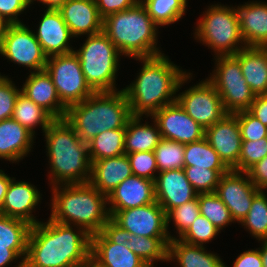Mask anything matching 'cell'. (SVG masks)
<instances>
[{
  "label": "cell",
  "mask_w": 267,
  "mask_h": 267,
  "mask_svg": "<svg viewBox=\"0 0 267 267\" xmlns=\"http://www.w3.org/2000/svg\"><path fill=\"white\" fill-rule=\"evenodd\" d=\"M90 258L91 235L84 229L50 218L31 226L24 267H80Z\"/></svg>",
  "instance_id": "6da1fadb"
},
{
  "label": "cell",
  "mask_w": 267,
  "mask_h": 267,
  "mask_svg": "<svg viewBox=\"0 0 267 267\" xmlns=\"http://www.w3.org/2000/svg\"><path fill=\"white\" fill-rule=\"evenodd\" d=\"M133 59L139 60L142 68L136 79L122 88L132 116L147 118L163 106L176 102L178 91L192 79L193 73L181 70L164 54Z\"/></svg>",
  "instance_id": "7a4b0ae2"
},
{
  "label": "cell",
  "mask_w": 267,
  "mask_h": 267,
  "mask_svg": "<svg viewBox=\"0 0 267 267\" xmlns=\"http://www.w3.org/2000/svg\"><path fill=\"white\" fill-rule=\"evenodd\" d=\"M50 185L89 182L91 160L88 143L83 142L65 119H55L45 130Z\"/></svg>",
  "instance_id": "3957f363"
},
{
  "label": "cell",
  "mask_w": 267,
  "mask_h": 267,
  "mask_svg": "<svg viewBox=\"0 0 267 267\" xmlns=\"http://www.w3.org/2000/svg\"><path fill=\"white\" fill-rule=\"evenodd\" d=\"M50 219L84 229L91 236L110 219L107 196L90 182L51 186Z\"/></svg>",
  "instance_id": "277c9868"
},
{
  "label": "cell",
  "mask_w": 267,
  "mask_h": 267,
  "mask_svg": "<svg viewBox=\"0 0 267 267\" xmlns=\"http://www.w3.org/2000/svg\"><path fill=\"white\" fill-rule=\"evenodd\" d=\"M132 117L124 91L95 92L67 108L65 120L83 142H90L104 131L126 128Z\"/></svg>",
  "instance_id": "5b68a950"
},
{
  "label": "cell",
  "mask_w": 267,
  "mask_h": 267,
  "mask_svg": "<svg viewBox=\"0 0 267 267\" xmlns=\"http://www.w3.org/2000/svg\"><path fill=\"white\" fill-rule=\"evenodd\" d=\"M158 28L140 1L103 19V32L122 55L132 59L164 54L157 46Z\"/></svg>",
  "instance_id": "8992f818"
},
{
  "label": "cell",
  "mask_w": 267,
  "mask_h": 267,
  "mask_svg": "<svg viewBox=\"0 0 267 267\" xmlns=\"http://www.w3.org/2000/svg\"><path fill=\"white\" fill-rule=\"evenodd\" d=\"M85 43L74 50L89 86L95 92H114L116 88L119 57L123 56L102 31L86 37Z\"/></svg>",
  "instance_id": "52a82bcc"
},
{
  "label": "cell",
  "mask_w": 267,
  "mask_h": 267,
  "mask_svg": "<svg viewBox=\"0 0 267 267\" xmlns=\"http://www.w3.org/2000/svg\"><path fill=\"white\" fill-rule=\"evenodd\" d=\"M202 15L197 22L194 37L212 49L215 57L235 55L246 47L235 6L217 3L208 6Z\"/></svg>",
  "instance_id": "ba28073f"
},
{
  "label": "cell",
  "mask_w": 267,
  "mask_h": 267,
  "mask_svg": "<svg viewBox=\"0 0 267 267\" xmlns=\"http://www.w3.org/2000/svg\"><path fill=\"white\" fill-rule=\"evenodd\" d=\"M215 62L207 79L220 95L224 110L232 114L248 110L256 95L243 77L240 62L233 55L216 56Z\"/></svg>",
  "instance_id": "9c48e42d"
},
{
  "label": "cell",
  "mask_w": 267,
  "mask_h": 267,
  "mask_svg": "<svg viewBox=\"0 0 267 267\" xmlns=\"http://www.w3.org/2000/svg\"><path fill=\"white\" fill-rule=\"evenodd\" d=\"M128 241L130 232L110 218L101 232L91 236V259L100 267H149L126 246Z\"/></svg>",
  "instance_id": "30bf717a"
},
{
  "label": "cell",
  "mask_w": 267,
  "mask_h": 267,
  "mask_svg": "<svg viewBox=\"0 0 267 267\" xmlns=\"http://www.w3.org/2000/svg\"><path fill=\"white\" fill-rule=\"evenodd\" d=\"M45 70L55 85L59 99L67 108L95 93L87 83L74 51L48 57Z\"/></svg>",
  "instance_id": "8fae6325"
},
{
  "label": "cell",
  "mask_w": 267,
  "mask_h": 267,
  "mask_svg": "<svg viewBox=\"0 0 267 267\" xmlns=\"http://www.w3.org/2000/svg\"><path fill=\"white\" fill-rule=\"evenodd\" d=\"M0 54L15 64L30 68V72L44 70L48 58L34 31L24 23L8 26L0 42Z\"/></svg>",
  "instance_id": "7c38bea8"
},
{
  "label": "cell",
  "mask_w": 267,
  "mask_h": 267,
  "mask_svg": "<svg viewBox=\"0 0 267 267\" xmlns=\"http://www.w3.org/2000/svg\"><path fill=\"white\" fill-rule=\"evenodd\" d=\"M176 101L185 112L204 130L219 122L228 113L214 85L201 80L176 96Z\"/></svg>",
  "instance_id": "4fadbf2b"
},
{
  "label": "cell",
  "mask_w": 267,
  "mask_h": 267,
  "mask_svg": "<svg viewBox=\"0 0 267 267\" xmlns=\"http://www.w3.org/2000/svg\"><path fill=\"white\" fill-rule=\"evenodd\" d=\"M110 218L131 234L143 237H170L166 227V213L157 201L141 207L109 211Z\"/></svg>",
  "instance_id": "5bb4252c"
},
{
  "label": "cell",
  "mask_w": 267,
  "mask_h": 267,
  "mask_svg": "<svg viewBox=\"0 0 267 267\" xmlns=\"http://www.w3.org/2000/svg\"><path fill=\"white\" fill-rule=\"evenodd\" d=\"M260 191L250 181L247 172L230 169L221 175L215 193L230 210L233 220L240 223L246 217L254 197Z\"/></svg>",
  "instance_id": "9a60e30c"
},
{
  "label": "cell",
  "mask_w": 267,
  "mask_h": 267,
  "mask_svg": "<svg viewBox=\"0 0 267 267\" xmlns=\"http://www.w3.org/2000/svg\"><path fill=\"white\" fill-rule=\"evenodd\" d=\"M166 140L188 144L204 138L205 130L176 101L163 106L151 116Z\"/></svg>",
  "instance_id": "2e32d148"
},
{
  "label": "cell",
  "mask_w": 267,
  "mask_h": 267,
  "mask_svg": "<svg viewBox=\"0 0 267 267\" xmlns=\"http://www.w3.org/2000/svg\"><path fill=\"white\" fill-rule=\"evenodd\" d=\"M204 137L223 163L229 169L238 171L242 138L237 117L228 113L219 122L205 129Z\"/></svg>",
  "instance_id": "e0dca14e"
},
{
  "label": "cell",
  "mask_w": 267,
  "mask_h": 267,
  "mask_svg": "<svg viewBox=\"0 0 267 267\" xmlns=\"http://www.w3.org/2000/svg\"><path fill=\"white\" fill-rule=\"evenodd\" d=\"M154 183L156 201L165 213L198 196L183 168L159 172Z\"/></svg>",
  "instance_id": "ac0fdd59"
},
{
  "label": "cell",
  "mask_w": 267,
  "mask_h": 267,
  "mask_svg": "<svg viewBox=\"0 0 267 267\" xmlns=\"http://www.w3.org/2000/svg\"><path fill=\"white\" fill-rule=\"evenodd\" d=\"M34 35L47 57L73 52L70 39L74 38L59 10H45Z\"/></svg>",
  "instance_id": "d6986e66"
},
{
  "label": "cell",
  "mask_w": 267,
  "mask_h": 267,
  "mask_svg": "<svg viewBox=\"0 0 267 267\" xmlns=\"http://www.w3.org/2000/svg\"><path fill=\"white\" fill-rule=\"evenodd\" d=\"M36 186L25 181H10L7 193L2 204L0 214L21 219L30 225L40 221L32 214L40 202L42 194ZM36 206V207H35Z\"/></svg>",
  "instance_id": "ffe728a7"
},
{
  "label": "cell",
  "mask_w": 267,
  "mask_h": 267,
  "mask_svg": "<svg viewBox=\"0 0 267 267\" xmlns=\"http://www.w3.org/2000/svg\"><path fill=\"white\" fill-rule=\"evenodd\" d=\"M108 210L119 211L151 204L156 201L153 180L132 175L121 182L107 197Z\"/></svg>",
  "instance_id": "44dd1931"
},
{
  "label": "cell",
  "mask_w": 267,
  "mask_h": 267,
  "mask_svg": "<svg viewBox=\"0 0 267 267\" xmlns=\"http://www.w3.org/2000/svg\"><path fill=\"white\" fill-rule=\"evenodd\" d=\"M21 92L46 110L54 119H65L67 107L59 99L55 85L45 69L30 72Z\"/></svg>",
  "instance_id": "7402d4cb"
},
{
  "label": "cell",
  "mask_w": 267,
  "mask_h": 267,
  "mask_svg": "<svg viewBox=\"0 0 267 267\" xmlns=\"http://www.w3.org/2000/svg\"><path fill=\"white\" fill-rule=\"evenodd\" d=\"M59 11L74 38L103 31V19L95 0H68Z\"/></svg>",
  "instance_id": "603a6c76"
},
{
  "label": "cell",
  "mask_w": 267,
  "mask_h": 267,
  "mask_svg": "<svg viewBox=\"0 0 267 267\" xmlns=\"http://www.w3.org/2000/svg\"><path fill=\"white\" fill-rule=\"evenodd\" d=\"M235 8L246 47H267V3L250 1Z\"/></svg>",
  "instance_id": "cb8c5ba5"
},
{
  "label": "cell",
  "mask_w": 267,
  "mask_h": 267,
  "mask_svg": "<svg viewBox=\"0 0 267 267\" xmlns=\"http://www.w3.org/2000/svg\"><path fill=\"white\" fill-rule=\"evenodd\" d=\"M127 154L92 162L89 182L107 197L126 178L132 176Z\"/></svg>",
  "instance_id": "d4e9b609"
},
{
  "label": "cell",
  "mask_w": 267,
  "mask_h": 267,
  "mask_svg": "<svg viewBox=\"0 0 267 267\" xmlns=\"http://www.w3.org/2000/svg\"><path fill=\"white\" fill-rule=\"evenodd\" d=\"M34 138L32 133L12 118L0 121V159L20 162L32 151Z\"/></svg>",
  "instance_id": "484cf974"
},
{
  "label": "cell",
  "mask_w": 267,
  "mask_h": 267,
  "mask_svg": "<svg viewBox=\"0 0 267 267\" xmlns=\"http://www.w3.org/2000/svg\"><path fill=\"white\" fill-rule=\"evenodd\" d=\"M255 95L267 94V47H245L233 55Z\"/></svg>",
  "instance_id": "4316f807"
},
{
  "label": "cell",
  "mask_w": 267,
  "mask_h": 267,
  "mask_svg": "<svg viewBox=\"0 0 267 267\" xmlns=\"http://www.w3.org/2000/svg\"><path fill=\"white\" fill-rule=\"evenodd\" d=\"M172 261H177L180 267H225L217 254L207 252L204 246L189 244L179 238L172 239L168 244V262Z\"/></svg>",
  "instance_id": "83f0119b"
},
{
  "label": "cell",
  "mask_w": 267,
  "mask_h": 267,
  "mask_svg": "<svg viewBox=\"0 0 267 267\" xmlns=\"http://www.w3.org/2000/svg\"><path fill=\"white\" fill-rule=\"evenodd\" d=\"M142 116H132L126 125L124 150L125 154L152 151L157 147L162 137L156 122L151 125L141 122Z\"/></svg>",
  "instance_id": "f1b7e54d"
},
{
  "label": "cell",
  "mask_w": 267,
  "mask_h": 267,
  "mask_svg": "<svg viewBox=\"0 0 267 267\" xmlns=\"http://www.w3.org/2000/svg\"><path fill=\"white\" fill-rule=\"evenodd\" d=\"M12 119L25 127L35 136V129L39 125L43 131L55 120L46 110L28 99L21 91L17 95Z\"/></svg>",
  "instance_id": "f546056e"
},
{
  "label": "cell",
  "mask_w": 267,
  "mask_h": 267,
  "mask_svg": "<svg viewBox=\"0 0 267 267\" xmlns=\"http://www.w3.org/2000/svg\"><path fill=\"white\" fill-rule=\"evenodd\" d=\"M170 241V237H143L130 233V241L126 243V246L143 259L149 267H155V261L168 262Z\"/></svg>",
  "instance_id": "4dcf8cb0"
},
{
  "label": "cell",
  "mask_w": 267,
  "mask_h": 267,
  "mask_svg": "<svg viewBox=\"0 0 267 267\" xmlns=\"http://www.w3.org/2000/svg\"><path fill=\"white\" fill-rule=\"evenodd\" d=\"M125 132L126 128L104 131L88 142L91 163L100 159L124 155Z\"/></svg>",
  "instance_id": "1f68e13d"
},
{
  "label": "cell",
  "mask_w": 267,
  "mask_h": 267,
  "mask_svg": "<svg viewBox=\"0 0 267 267\" xmlns=\"http://www.w3.org/2000/svg\"><path fill=\"white\" fill-rule=\"evenodd\" d=\"M184 155V167L193 166V168L230 170L205 137L198 141L185 144Z\"/></svg>",
  "instance_id": "d6a6232c"
},
{
  "label": "cell",
  "mask_w": 267,
  "mask_h": 267,
  "mask_svg": "<svg viewBox=\"0 0 267 267\" xmlns=\"http://www.w3.org/2000/svg\"><path fill=\"white\" fill-rule=\"evenodd\" d=\"M158 26L178 22L186 13L187 0H140Z\"/></svg>",
  "instance_id": "836d02e7"
},
{
  "label": "cell",
  "mask_w": 267,
  "mask_h": 267,
  "mask_svg": "<svg viewBox=\"0 0 267 267\" xmlns=\"http://www.w3.org/2000/svg\"><path fill=\"white\" fill-rule=\"evenodd\" d=\"M261 190L253 199L246 217L239 223L258 241L267 240V194Z\"/></svg>",
  "instance_id": "e575fe53"
},
{
  "label": "cell",
  "mask_w": 267,
  "mask_h": 267,
  "mask_svg": "<svg viewBox=\"0 0 267 267\" xmlns=\"http://www.w3.org/2000/svg\"><path fill=\"white\" fill-rule=\"evenodd\" d=\"M200 214L211 221L220 231L234 223L230 210L215 192L198 194Z\"/></svg>",
  "instance_id": "d590c367"
},
{
  "label": "cell",
  "mask_w": 267,
  "mask_h": 267,
  "mask_svg": "<svg viewBox=\"0 0 267 267\" xmlns=\"http://www.w3.org/2000/svg\"><path fill=\"white\" fill-rule=\"evenodd\" d=\"M184 150V144L162 138L154 149L158 173L165 170L182 169L185 158Z\"/></svg>",
  "instance_id": "8d00e7d4"
},
{
  "label": "cell",
  "mask_w": 267,
  "mask_h": 267,
  "mask_svg": "<svg viewBox=\"0 0 267 267\" xmlns=\"http://www.w3.org/2000/svg\"><path fill=\"white\" fill-rule=\"evenodd\" d=\"M28 222L0 214V245H28Z\"/></svg>",
  "instance_id": "74e56055"
},
{
  "label": "cell",
  "mask_w": 267,
  "mask_h": 267,
  "mask_svg": "<svg viewBox=\"0 0 267 267\" xmlns=\"http://www.w3.org/2000/svg\"><path fill=\"white\" fill-rule=\"evenodd\" d=\"M200 214V207L198 202V196L193 200H190L183 205L177 206L166 213V227L167 231L170 228L169 223L173 220L176 233L179 234L176 237L180 238L195 219Z\"/></svg>",
  "instance_id": "f35d334b"
},
{
  "label": "cell",
  "mask_w": 267,
  "mask_h": 267,
  "mask_svg": "<svg viewBox=\"0 0 267 267\" xmlns=\"http://www.w3.org/2000/svg\"><path fill=\"white\" fill-rule=\"evenodd\" d=\"M183 170L198 194L215 192L221 175L229 171L193 168V166L183 167Z\"/></svg>",
  "instance_id": "ab89813d"
},
{
  "label": "cell",
  "mask_w": 267,
  "mask_h": 267,
  "mask_svg": "<svg viewBox=\"0 0 267 267\" xmlns=\"http://www.w3.org/2000/svg\"><path fill=\"white\" fill-rule=\"evenodd\" d=\"M220 232L209 219L199 214L179 239L189 244L205 246L206 243L213 240Z\"/></svg>",
  "instance_id": "60d3db41"
},
{
  "label": "cell",
  "mask_w": 267,
  "mask_h": 267,
  "mask_svg": "<svg viewBox=\"0 0 267 267\" xmlns=\"http://www.w3.org/2000/svg\"><path fill=\"white\" fill-rule=\"evenodd\" d=\"M267 156V137L257 141H242L238 160V171L247 172L256 163Z\"/></svg>",
  "instance_id": "b9f144b4"
},
{
  "label": "cell",
  "mask_w": 267,
  "mask_h": 267,
  "mask_svg": "<svg viewBox=\"0 0 267 267\" xmlns=\"http://www.w3.org/2000/svg\"><path fill=\"white\" fill-rule=\"evenodd\" d=\"M135 176L155 181L158 173L155 154L152 151L127 154Z\"/></svg>",
  "instance_id": "7bdbcfd3"
},
{
  "label": "cell",
  "mask_w": 267,
  "mask_h": 267,
  "mask_svg": "<svg viewBox=\"0 0 267 267\" xmlns=\"http://www.w3.org/2000/svg\"><path fill=\"white\" fill-rule=\"evenodd\" d=\"M233 114L238 119L242 141H257L267 137V126L263 125L248 110Z\"/></svg>",
  "instance_id": "ee69618b"
},
{
  "label": "cell",
  "mask_w": 267,
  "mask_h": 267,
  "mask_svg": "<svg viewBox=\"0 0 267 267\" xmlns=\"http://www.w3.org/2000/svg\"><path fill=\"white\" fill-rule=\"evenodd\" d=\"M10 79L0 74V121L12 117L17 95L21 91Z\"/></svg>",
  "instance_id": "f6af8a7d"
},
{
  "label": "cell",
  "mask_w": 267,
  "mask_h": 267,
  "mask_svg": "<svg viewBox=\"0 0 267 267\" xmlns=\"http://www.w3.org/2000/svg\"><path fill=\"white\" fill-rule=\"evenodd\" d=\"M30 5V0H0V14L9 24H23L18 15Z\"/></svg>",
  "instance_id": "bcb514c9"
},
{
  "label": "cell",
  "mask_w": 267,
  "mask_h": 267,
  "mask_svg": "<svg viewBox=\"0 0 267 267\" xmlns=\"http://www.w3.org/2000/svg\"><path fill=\"white\" fill-rule=\"evenodd\" d=\"M28 245H0V267L9 266L13 261L20 259L16 267H24Z\"/></svg>",
  "instance_id": "7dc6e473"
},
{
  "label": "cell",
  "mask_w": 267,
  "mask_h": 267,
  "mask_svg": "<svg viewBox=\"0 0 267 267\" xmlns=\"http://www.w3.org/2000/svg\"><path fill=\"white\" fill-rule=\"evenodd\" d=\"M140 0H95L102 19L135 6Z\"/></svg>",
  "instance_id": "c3c4849f"
},
{
  "label": "cell",
  "mask_w": 267,
  "mask_h": 267,
  "mask_svg": "<svg viewBox=\"0 0 267 267\" xmlns=\"http://www.w3.org/2000/svg\"><path fill=\"white\" fill-rule=\"evenodd\" d=\"M250 181L259 189L267 186V156L247 171Z\"/></svg>",
  "instance_id": "681fc988"
},
{
  "label": "cell",
  "mask_w": 267,
  "mask_h": 267,
  "mask_svg": "<svg viewBox=\"0 0 267 267\" xmlns=\"http://www.w3.org/2000/svg\"><path fill=\"white\" fill-rule=\"evenodd\" d=\"M233 263V267H263L259 248L244 251Z\"/></svg>",
  "instance_id": "f907efd6"
},
{
  "label": "cell",
  "mask_w": 267,
  "mask_h": 267,
  "mask_svg": "<svg viewBox=\"0 0 267 267\" xmlns=\"http://www.w3.org/2000/svg\"><path fill=\"white\" fill-rule=\"evenodd\" d=\"M248 111L267 126V94L256 95Z\"/></svg>",
  "instance_id": "816d5d0a"
},
{
  "label": "cell",
  "mask_w": 267,
  "mask_h": 267,
  "mask_svg": "<svg viewBox=\"0 0 267 267\" xmlns=\"http://www.w3.org/2000/svg\"><path fill=\"white\" fill-rule=\"evenodd\" d=\"M12 178L8 174H5L4 171L0 173V211Z\"/></svg>",
  "instance_id": "f5cc1de1"
},
{
  "label": "cell",
  "mask_w": 267,
  "mask_h": 267,
  "mask_svg": "<svg viewBox=\"0 0 267 267\" xmlns=\"http://www.w3.org/2000/svg\"><path fill=\"white\" fill-rule=\"evenodd\" d=\"M36 0H30L32 4ZM45 5L46 10H59L68 0H37Z\"/></svg>",
  "instance_id": "db71d44e"
},
{
  "label": "cell",
  "mask_w": 267,
  "mask_h": 267,
  "mask_svg": "<svg viewBox=\"0 0 267 267\" xmlns=\"http://www.w3.org/2000/svg\"><path fill=\"white\" fill-rule=\"evenodd\" d=\"M261 248L259 247L260 250V255L262 258V265L263 267H267V240H262L260 241Z\"/></svg>",
  "instance_id": "11a10c76"
},
{
  "label": "cell",
  "mask_w": 267,
  "mask_h": 267,
  "mask_svg": "<svg viewBox=\"0 0 267 267\" xmlns=\"http://www.w3.org/2000/svg\"><path fill=\"white\" fill-rule=\"evenodd\" d=\"M9 25L10 24L6 21V19L0 14V42Z\"/></svg>",
  "instance_id": "9f6ffc18"
},
{
  "label": "cell",
  "mask_w": 267,
  "mask_h": 267,
  "mask_svg": "<svg viewBox=\"0 0 267 267\" xmlns=\"http://www.w3.org/2000/svg\"><path fill=\"white\" fill-rule=\"evenodd\" d=\"M80 267H100V266L90 258L85 263H83Z\"/></svg>",
  "instance_id": "6f0895ef"
}]
</instances>
